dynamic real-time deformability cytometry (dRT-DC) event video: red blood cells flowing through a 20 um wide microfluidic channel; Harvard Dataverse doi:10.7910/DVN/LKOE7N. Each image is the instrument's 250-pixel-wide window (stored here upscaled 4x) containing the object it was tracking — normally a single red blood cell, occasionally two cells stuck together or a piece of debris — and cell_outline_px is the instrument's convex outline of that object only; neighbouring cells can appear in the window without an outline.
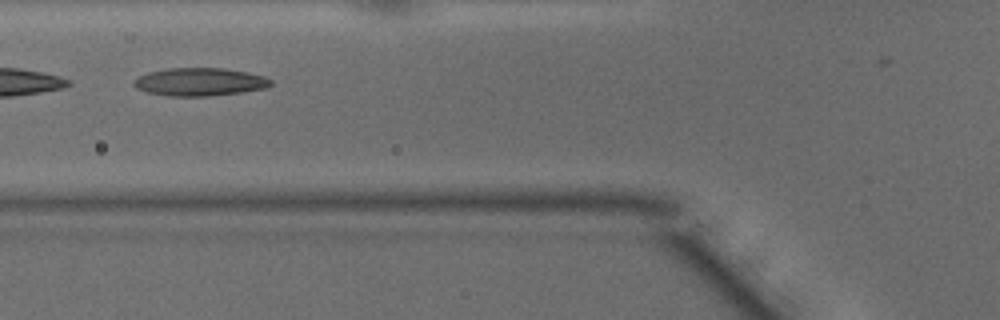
{"species": "common noctule bat (a hibernating species)", "species_latin": "Nyctalus noctula", "temperature_condition": "warm", "stored_images_in_passage": 37, "camera_frame_rate_fps": 3000, "um_per_image_px": 0.085, "animal": {"sex": "male", "body_mass_g": 15.6}, "frame": {"image": 1, "passage_image": 12, "time_ms": 3.667, "image_size_px": [1000, 320], "cell_outline_px": [[272, 84], [268, 88], [240, 92], [208, 96], [168, 96], [148, 92], [136, 88], [132, 84], [140, 76], [148, 72], [168, 68], [224, 68], [248, 72], [264, 76], [272, 80]], "centroid_in_image_um": [17.01, 6.96], "position_along_channel_um": 108.8, "area_um2": 22.31}}
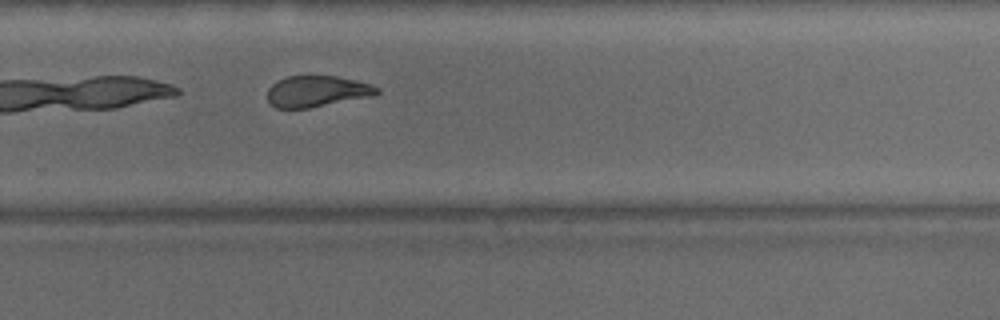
{"frame": {"image": 2, "passage_image": 26, "time_ms": 8.333, "image_size_px": [1000, 320], "cell_outline_px": [[380, 92], [368, 96], [308, 108], [276, 108], [268, 100], [268, 88], [276, 80], [288, 76], [308, 72], [336, 76], [372, 84], [380, 88]], "centroid_in_image_um": [26.89, 7.7], "position_along_channel_um": 302.9, "area_um2": 20.29}}
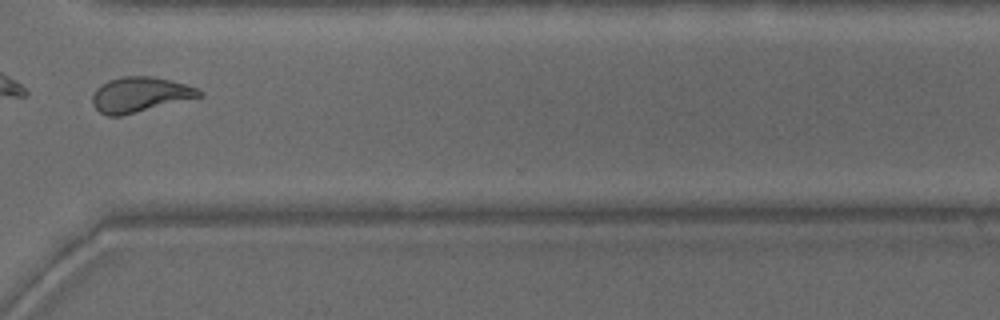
{"frame": {"image": 3, "passage_image": 30, "time_ms": 9.667, "image_size_px": [1000, 320], "cell_outline_px": [[204, 96], [120, 116], [108, 116], [100, 112], [92, 104], [92, 96], [96, 88], [108, 80], [124, 76], [152, 76], [184, 84], [196, 88], [204, 92]], "centroid_in_image_um": [11.89, 8.04], "position_along_channel_um": 358.7, "area_um2": 21.73}, "authors_computed_cell_mechanics": {"area_um2": 21.2126, "velocity_mm_per_s": 4.1608, "shape_relaxation_time_tau1_ms": 7.8561, "shape_relaxation_time_tau2_ms": 1.9308, "deformation_change_tau1": 0.2637, "deformation_change_tau2": 0.1055}}